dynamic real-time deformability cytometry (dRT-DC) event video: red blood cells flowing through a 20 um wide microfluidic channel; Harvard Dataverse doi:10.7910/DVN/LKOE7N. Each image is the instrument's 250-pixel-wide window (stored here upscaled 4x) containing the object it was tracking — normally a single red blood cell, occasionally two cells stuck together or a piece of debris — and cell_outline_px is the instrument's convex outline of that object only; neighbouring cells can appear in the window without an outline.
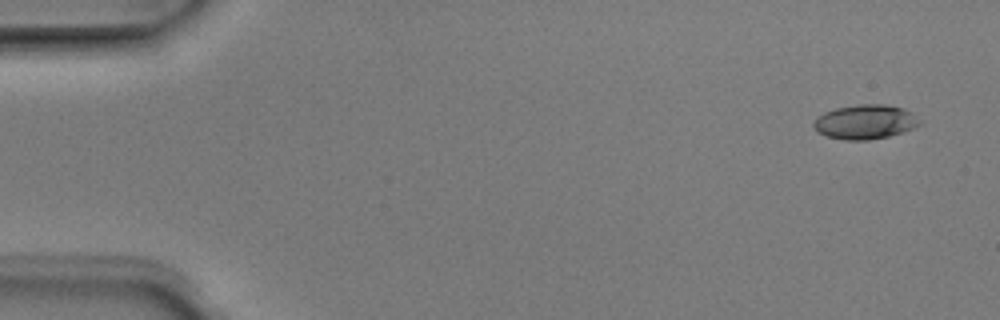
{"species": "Egyptian fruit bat (a non-hibernating species)", "species_latin": "Rousettus aegyptiacus", "temperature_condition": "room temperature", "stored_images_in_passage": 5, "camera_frame_rate_fps": 3000, "um_per_image_px": 0.085, "animal": {"sex": "male"}, "frame": {"image": 1, "passage_image": 1, "time_ms": 0.0, "image_size_px": [1000, 320], "cell_outline_px": [[920, 124], [912, 128], [888, 136], [868, 140], [844, 140], [828, 136], [816, 132], [812, 124], [824, 112], [836, 108], [860, 104], [884, 104], [904, 108], [912, 112], [920, 120]], "centroid_in_image_um": [73.53, 10.35], "position_along_channel_um": 11.5, "area_um2": 21.1}}
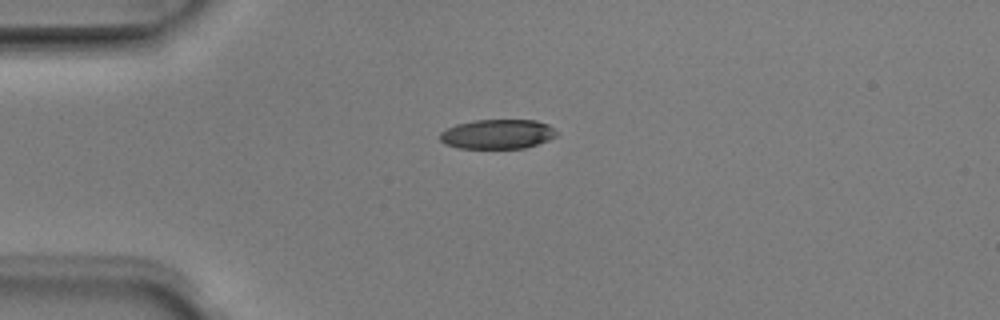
{"frame": {"image": 2, "passage_image": 4, "time_ms": 1.0, "image_size_px": [1000, 320], "cell_outline_px": [[556, 136], [548, 140], [524, 148], [460, 148], [444, 144], [440, 140], [440, 132], [456, 124], [476, 120], [536, 120], [548, 124], [556, 132]], "centroid_in_image_um": [42.27, 11.4], "position_along_channel_um": 42.7, "area_um2": 19.94}}